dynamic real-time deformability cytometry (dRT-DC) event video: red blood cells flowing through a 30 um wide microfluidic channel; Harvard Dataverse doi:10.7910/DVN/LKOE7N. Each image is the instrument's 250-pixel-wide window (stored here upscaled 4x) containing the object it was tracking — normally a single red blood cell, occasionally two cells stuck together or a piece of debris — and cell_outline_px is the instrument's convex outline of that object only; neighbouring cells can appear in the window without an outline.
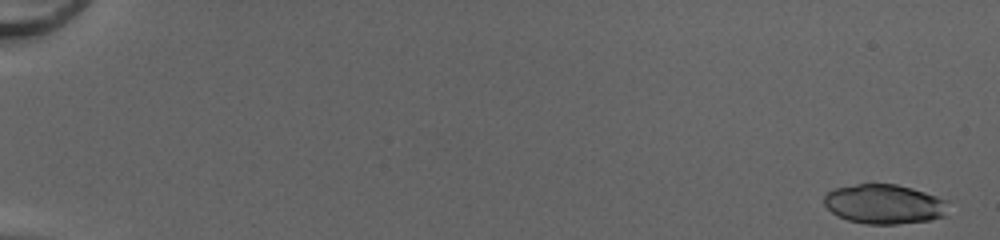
{"species": "common noctule bat (a hibernating species)", "species_latin": "Nyctalus noctula", "temperature_condition": "cold", "stored_images_in_passage": 50, "camera_frame_rate_fps": 3000, "um_per_image_px": 0.085, "animal": {"sex": "female", "body_mass_g": 20.0, "forearm_length_mm": 54.0}, "frame": {"image": 1, "passage_image": 2, "time_ms": 0.333, "image_size_px": [1000, 240], "cell_outline_px": [[948, 200], [944, 216], [928, 220], [896, 224], [868, 224], [848, 220], [832, 212], [824, 204], [824, 196], [828, 192], [836, 188], [856, 184], [896, 184], [912, 188]], "centroid_in_image_um": [75.16, 17.34], "position_along_channel_um": 9.8, "area_um2": 28.32}}